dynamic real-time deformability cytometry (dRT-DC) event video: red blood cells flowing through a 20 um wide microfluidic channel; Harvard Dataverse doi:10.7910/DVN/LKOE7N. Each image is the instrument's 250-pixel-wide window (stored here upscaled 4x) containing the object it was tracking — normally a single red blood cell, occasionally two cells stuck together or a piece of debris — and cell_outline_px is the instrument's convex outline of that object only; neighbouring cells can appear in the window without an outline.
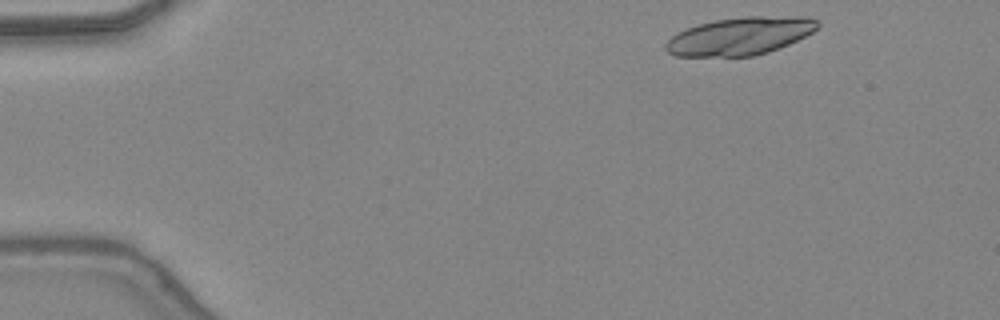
{"species": "common noctule bat (a hibernating species)", "species_latin": "Nyctalus noctula", "temperature_condition": "warm", "stored_images_in_passage": 43, "camera_frame_rate_fps": 3000, "um_per_image_px": 0.085, "animal": {"sex": "female", "body_mass_g": 24.6, "forearm_length_mm": 56.2}, "frame": {"image": 1, "passage_image": 2, "time_ms": 0.333, "image_size_px": [1000, 320], "cell_outline_px": [[820, 24], [812, 32], [788, 44], [768, 52], [752, 56], [676, 56], [668, 52], [664, 48], [664, 44], [672, 36], [688, 28], [700, 24], [716, 20], [744, 16], [808, 16], [816, 20]], "centroid_in_image_um": [62.91, 3.06], "position_along_channel_um": 22.1, "area_um2": 33.18}}
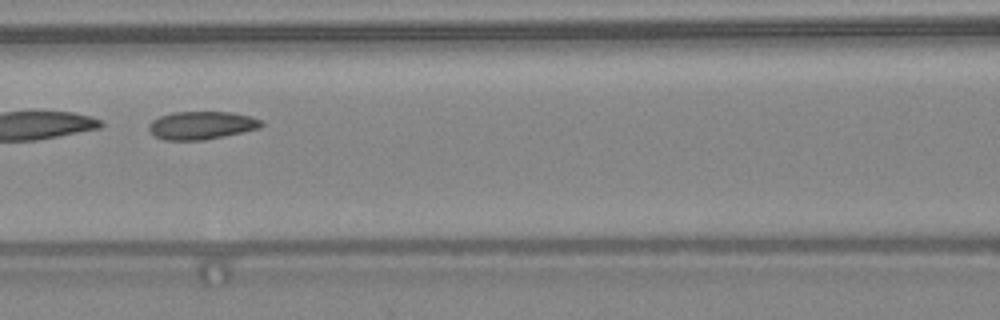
{"frame": {"image": 2, "passage_image": 18, "time_ms": 5.667, "image_size_px": [1000, 320], "cell_outline_px": [[264, 124], [260, 128], [244, 132], [204, 140], [164, 140], [156, 136], [148, 128], [148, 124], [152, 120], [160, 116], [172, 112], [232, 112], [252, 116], [264, 120]], "centroid_in_image_um": [17.18, 10.64], "position_along_channel_um": 149.4, "area_um2": 18.55}}
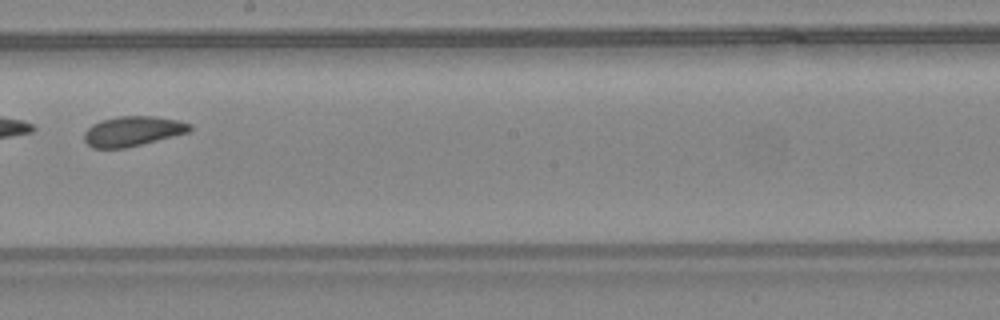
{"frame": {"image": 3, "passage_image": 24, "time_ms": 7.667, "image_size_px": [1000, 320], "cell_outline_px": [[192, 128], [188, 132], [124, 148], [92, 148], [84, 140], [84, 132], [92, 124], [100, 120], [120, 116], [152, 116], [180, 120], [192, 124]], "centroid_in_image_um": [11.26, 11.14], "position_along_channel_um": 236.9, "area_um2": 18.26}, "authors_computed_cell_mechanics": {"area_um2": 19.5942, "velocity_mm_per_s": 4.3831, "shape_relaxation_time_tau1_ms": 10.5164, "shape_relaxation_time_tau2_ms": 3.0252, "deformation_change_tau1": 0.1587, "deformation_change_tau2": 0.1038}}